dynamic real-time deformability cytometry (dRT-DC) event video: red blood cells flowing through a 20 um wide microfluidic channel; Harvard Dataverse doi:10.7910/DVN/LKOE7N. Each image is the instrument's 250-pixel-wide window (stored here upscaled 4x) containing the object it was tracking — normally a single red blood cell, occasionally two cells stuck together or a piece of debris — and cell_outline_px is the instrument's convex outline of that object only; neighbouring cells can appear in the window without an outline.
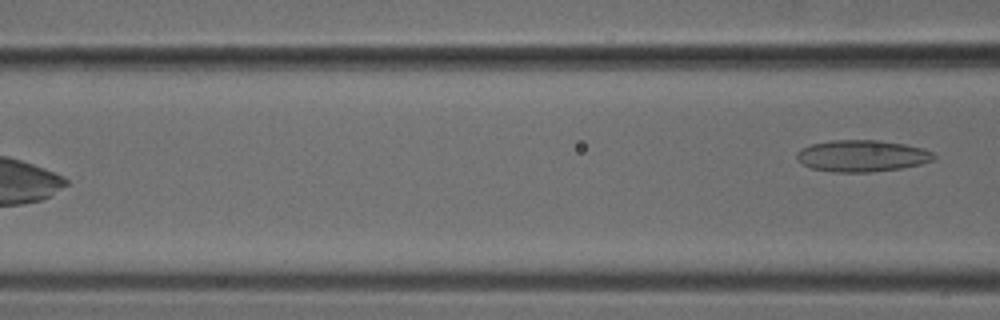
{"species": "common noctule bat (a hibernating species)", "species_latin": "Nyctalus noctula", "temperature_condition": "cold", "stored_images_in_passage": 3, "camera_frame_rate_fps": 3000, "um_per_image_px": 0.085, "animal": {"sex": "male", "body_mass_g": 18.8}, "frame": {"image": 1, "passage_image": 3, "time_ms": 0.667, "image_size_px": [1000, 320], "cell_outline_px": [[936, 160], [920, 164], [900, 168], [872, 172], [832, 172], [812, 168], [804, 164], [796, 156], [796, 152], [800, 148], [812, 144], [832, 140], [880, 140], [904, 144], [920, 148], [932, 152], [936, 156]], "centroid_in_image_um": [73.28, 13.25], "position_along_channel_um": 93.3, "area_um2": 25.2}}